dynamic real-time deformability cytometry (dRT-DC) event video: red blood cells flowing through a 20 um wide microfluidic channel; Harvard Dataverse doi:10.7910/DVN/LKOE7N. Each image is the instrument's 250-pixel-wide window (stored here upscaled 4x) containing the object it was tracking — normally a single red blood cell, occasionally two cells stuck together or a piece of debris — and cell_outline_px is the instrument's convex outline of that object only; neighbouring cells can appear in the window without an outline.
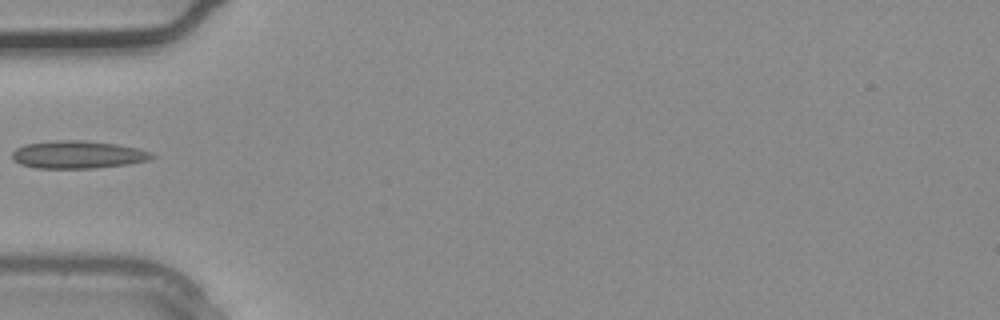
{"species": "common noctule bat (a hibernating species)", "species_latin": "Nyctalus noctula", "temperature_condition": "warm", "stored_images_in_passage": 3, "camera_frame_rate_fps": 3000, "um_per_image_px": 0.085, "animal": {"sex": "male", "body_mass_g": 20.4}, "frame": {"image": 1, "passage_image": 3, "time_ms": 0.667, "image_size_px": [1000, 320], "cell_outline_px": [[160, 156], [148, 160], [128, 164], [96, 168], [36, 168], [20, 164], [12, 160], [12, 152], [16, 148], [24, 144], [56, 140], [84, 140], [116, 144], [136, 148], [152, 152]], "centroid_in_image_um": [6.63, 13.14], "position_along_channel_um": 78.4, "area_um2": 22.77}}